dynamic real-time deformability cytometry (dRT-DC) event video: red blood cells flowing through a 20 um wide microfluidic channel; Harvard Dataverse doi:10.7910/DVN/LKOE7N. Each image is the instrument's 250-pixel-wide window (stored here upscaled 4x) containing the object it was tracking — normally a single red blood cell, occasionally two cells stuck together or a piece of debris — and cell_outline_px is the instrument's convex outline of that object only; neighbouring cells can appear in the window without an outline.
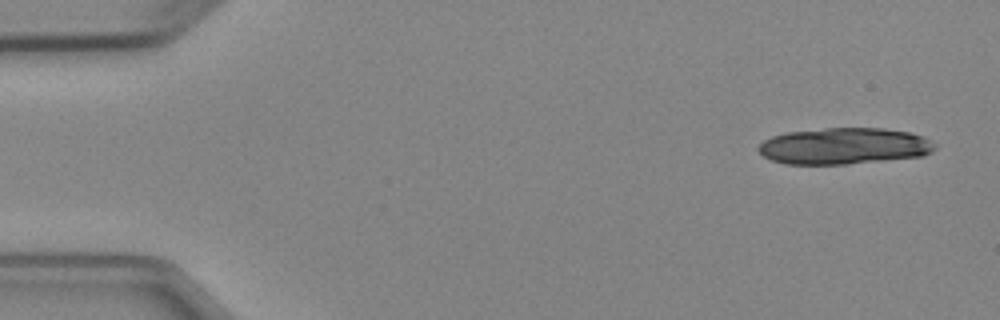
{"species": "Egyptian fruit bat (a non-hibernating species)", "species_latin": "Rousettus aegyptiacus", "temperature_condition": "cold", "stored_images_in_passage": 6, "segment_of_instrument_passage": [2, 2], "camera_frame_rate_fps": 3000, "um_per_image_px": 0.085, "animal": {"sex": "female"}, "frame": {"image": 1, "passage_image": 6, "time_ms": 6.0, "image_size_px": [1000, 320], "cell_outline_px": [[936, 148], [932, 152], [924, 156], [844, 164], [784, 164], [772, 160], [764, 156], [756, 148], [764, 140], [772, 136], [784, 132], [824, 128], [884, 128], [908, 132], [924, 136], [936, 144]], "centroid_in_image_um": [71.75, 12.41], "position_along_channel_um": 13.2, "area_um2": 37.63}}